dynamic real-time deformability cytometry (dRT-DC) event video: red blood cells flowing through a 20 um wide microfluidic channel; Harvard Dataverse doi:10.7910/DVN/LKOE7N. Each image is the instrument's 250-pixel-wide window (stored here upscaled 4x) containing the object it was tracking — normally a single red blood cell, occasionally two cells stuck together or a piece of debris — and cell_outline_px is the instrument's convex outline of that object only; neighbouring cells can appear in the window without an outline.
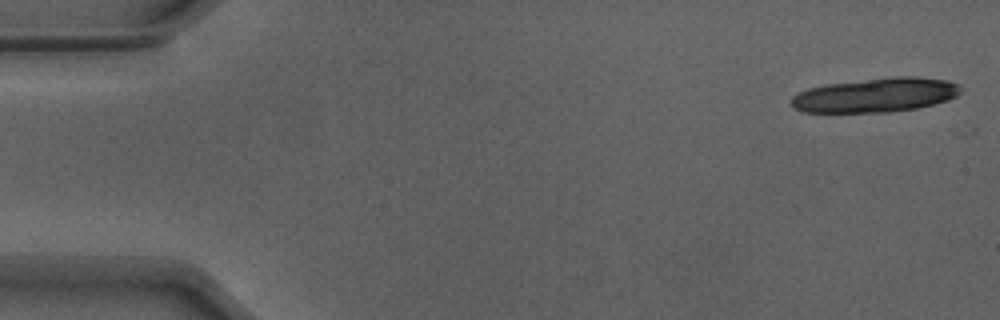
{"species": "Egyptian fruit bat (a non-hibernating species)", "species_latin": "Rousettus aegyptiacus", "temperature_condition": "warm", "stored_images_in_passage": 5, "camera_frame_rate_fps": 3000, "um_per_image_px": 0.085, "animal": {"sex": "male"}, "frame": {"image": 1, "passage_image": 1, "time_ms": 0.0, "image_size_px": [1000, 320], "cell_outline_px": [[960, 92], [956, 96], [948, 100], [916, 108], [888, 112], [800, 112], [792, 108], [792, 96], [808, 88], [828, 84], [896, 76], [916, 76], [948, 80], [956, 84], [960, 88]], "centroid_in_image_um": [74.41, 8.08], "position_along_channel_um": 10.6, "area_um2": 33.64}}